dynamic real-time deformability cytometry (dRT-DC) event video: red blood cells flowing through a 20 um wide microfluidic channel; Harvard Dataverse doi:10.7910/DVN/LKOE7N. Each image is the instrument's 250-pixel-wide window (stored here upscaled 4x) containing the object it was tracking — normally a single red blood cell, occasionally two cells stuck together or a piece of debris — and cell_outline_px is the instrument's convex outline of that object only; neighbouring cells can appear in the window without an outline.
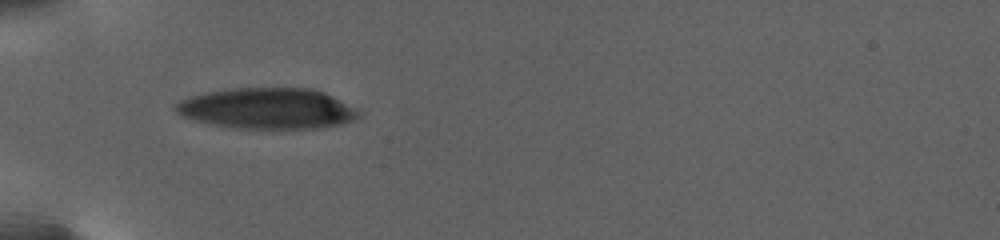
{"species": "human", "species_latin": "Homo sapiens", "temperature_condition": "warm", "stored_images_in_passage": 14, "camera_frame_rate_fps": 3000, "um_per_image_px": 0.085, "donor": {"sex": "female"}, "frame": {"image": 1, "passage_image": 1, "time_ms": 0.0, "image_size_px": [1000, 240], "cell_outline_px": [[356, 116], [352, 120], [340, 124], [312, 128], [236, 128], [196, 120], [184, 116], [176, 112], [176, 104], [192, 96], [208, 92], [232, 88], [312, 88], [324, 92], [344, 104], [356, 112]], "centroid_in_image_um": [22.67, 9.21], "position_along_channel_um": 62.3, "area_um2": 42.19}}
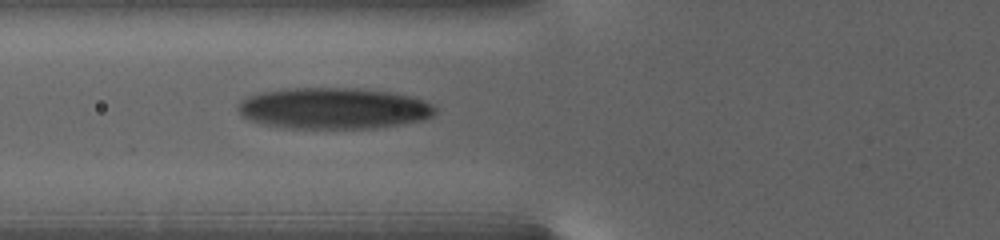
{"frame": {"image": 2, "passage_image": 11, "time_ms": 1.667, "image_size_px": [1000, 240], "cell_outline_px": [[436, 112], [432, 116], [420, 120], [400, 124], [372, 128], [280, 128], [248, 120], [236, 108], [248, 96], [260, 92], [288, 88], [356, 88], [388, 92], [408, 96], [420, 100], [436, 108]], "centroid_in_image_um": [28.29, 9.21], "position_along_channel_um": 97.5, "area_um2": 46.93}}